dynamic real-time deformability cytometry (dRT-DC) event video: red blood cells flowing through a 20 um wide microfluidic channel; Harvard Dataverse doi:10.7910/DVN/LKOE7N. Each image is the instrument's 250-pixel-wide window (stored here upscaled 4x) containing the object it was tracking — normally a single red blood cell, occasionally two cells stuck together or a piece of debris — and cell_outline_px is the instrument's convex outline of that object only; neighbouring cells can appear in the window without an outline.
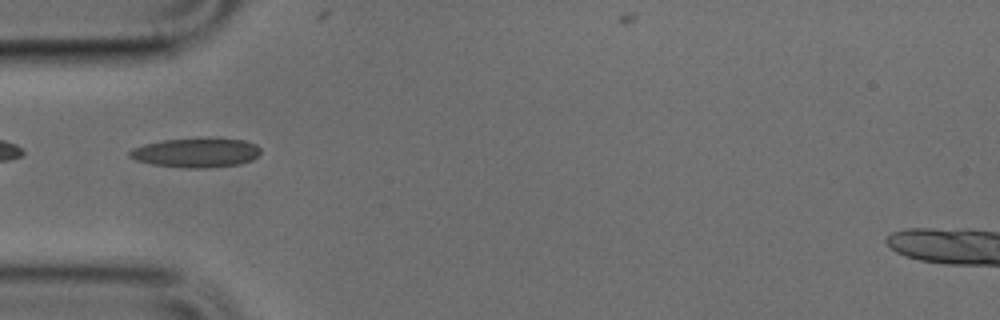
{"species": "common noctule bat (a hibernating species)", "species_latin": "Nyctalus noctula", "temperature_condition": "cold", "stored_images_in_passage": 30, "camera_frame_rate_fps": 3000, "um_per_image_px": 0.085, "animal": {"sex": "male", "body_mass_g": 17.9, "forearm_length_mm": 54.2}, "frame": {"image": 1, "passage_image": 1, "time_ms": 0.0, "image_size_px": [1000, 320], "cell_outline_px": [[260, 152], [252, 160], [240, 164], [196, 168], [152, 164], [136, 160], [128, 156], [128, 152], [132, 148], [144, 144], [164, 140], [244, 140], [256, 144], [260, 148]], "centroid_in_image_um": [16.64, 13.0], "position_along_channel_um": 68.4, "area_um2": 21.5}}